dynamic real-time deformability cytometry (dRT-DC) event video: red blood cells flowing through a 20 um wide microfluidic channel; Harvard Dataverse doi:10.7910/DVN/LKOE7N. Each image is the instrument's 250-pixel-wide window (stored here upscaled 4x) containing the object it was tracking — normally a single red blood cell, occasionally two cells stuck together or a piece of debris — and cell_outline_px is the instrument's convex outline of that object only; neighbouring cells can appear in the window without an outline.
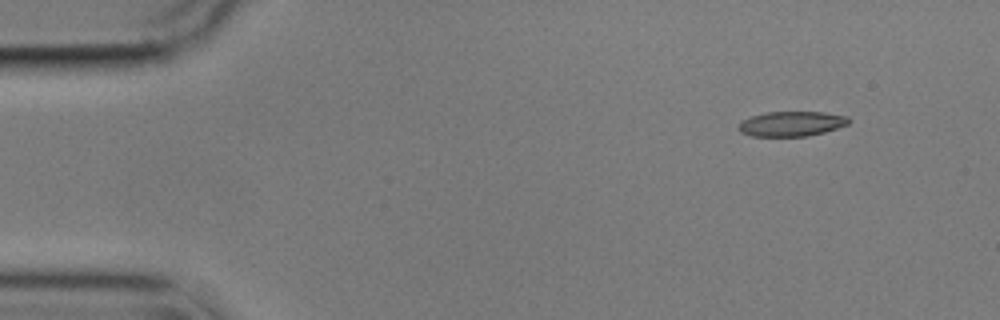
{"species": "common noctule bat (a hibernating species)", "species_latin": "Nyctalus noctula", "temperature_condition": "cold", "stored_images_in_passage": 51, "camera_frame_rate_fps": 3000, "um_per_image_px": 0.085, "animal": {"sex": "male", "body_mass_g": 17.9}, "frame": {"image": 1, "passage_image": 1, "time_ms": 0.0, "image_size_px": [1000, 320], "cell_outline_px": [[852, 120], [848, 124], [824, 132], [808, 136], [752, 136], [740, 132], [736, 128], [740, 120], [752, 116], [768, 112], [824, 112], [848, 116]], "centroid_in_image_um": [67.26, 10.52], "position_along_channel_um": 17.7, "area_um2": 16.13}}
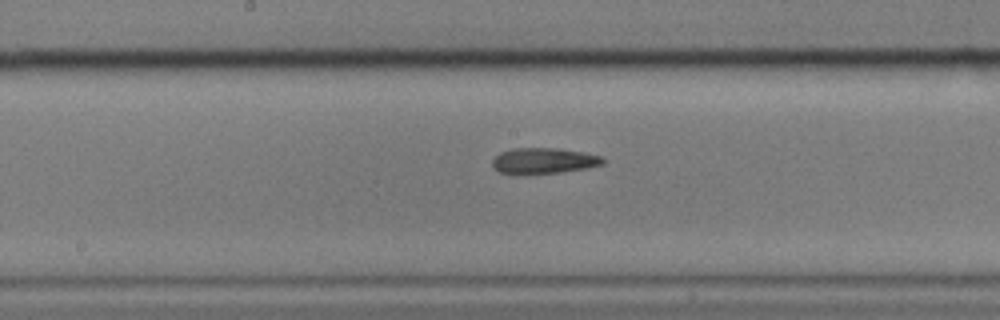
{"frame": {"image": 2, "passage_image": 24, "time_ms": 7.667, "image_size_px": [1000, 320], "cell_outline_px": [[604, 164], [588, 168], [560, 172], [516, 176], [500, 172], [492, 168], [492, 160], [500, 152], [512, 148], [560, 148], [584, 152], [604, 156]], "centroid_in_image_um": [46.19, 13.68], "position_along_channel_um": 202.0, "area_um2": 17.22}}
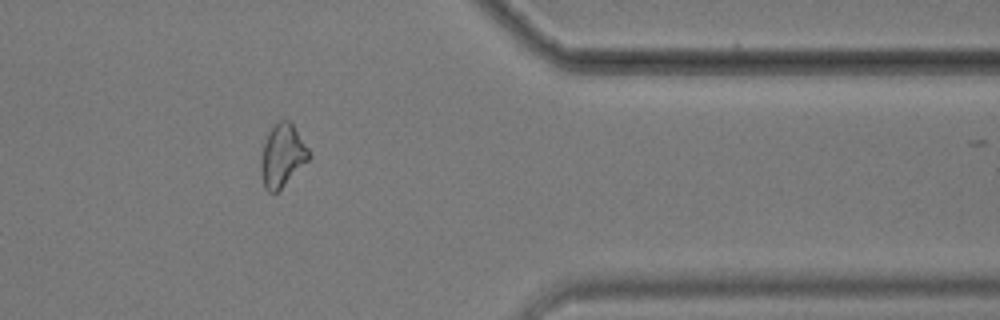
{"frame": {"image": 3, "passage_image": 41, "time_ms": 13.333, "image_size_px": [1000, 320], "cell_outline_px": [[312, 156], [276, 192], [268, 192], [264, 188], [260, 172], [260, 160], [264, 144], [268, 132], [276, 120], [288, 120], [292, 124], [312, 152]], "centroid_in_image_um": [23.99, 13.19], "position_along_channel_um": 387.4, "area_um2": 17.51}, "authors_computed_cell_mechanics": {"area_um2": 17.2244, "velocity_mm_per_s": 3.5763, "shape_relaxation_time_tau1_ms": 7.603, "shape_relaxation_time_tau2_ms": 8.3207, "deformation_change_tau1": 0.1605, "deformation_change_tau2": 0.1905}}